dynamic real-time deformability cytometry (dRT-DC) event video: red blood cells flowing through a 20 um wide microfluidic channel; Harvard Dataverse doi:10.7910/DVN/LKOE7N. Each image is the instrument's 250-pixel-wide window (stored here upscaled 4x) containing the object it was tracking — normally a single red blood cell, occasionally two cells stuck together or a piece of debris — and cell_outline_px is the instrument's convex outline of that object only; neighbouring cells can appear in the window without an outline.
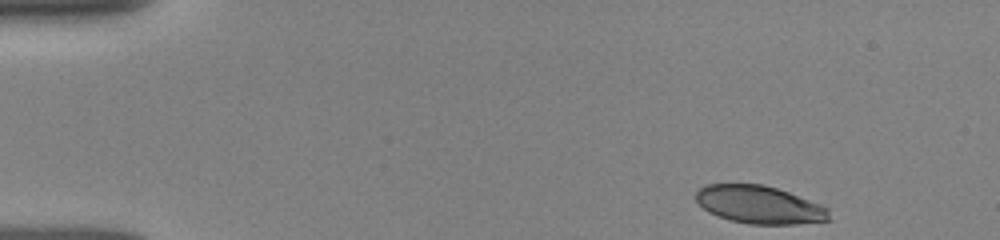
{"species": "human", "species_latin": "Homo sapiens", "temperature_condition": "room temperature", "stored_images_in_passage": 42, "camera_frame_rate_fps": 3000, "um_per_image_px": 0.085, "donor": {"sex": "female"}, "frame": {"image": 1, "passage_image": 1, "time_ms": 0.0, "image_size_px": [1000, 240], "cell_outline_px": [[832, 220], [796, 224], [748, 224], [728, 220], [708, 212], [696, 200], [696, 192], [704, 184], [764, 184], [788, 192], [820, 204], [828, 208]], "centroid_in_image_um": [64.55, 17.4], "position_along_channel_um": 20.4, "area_um2": 29.48}}
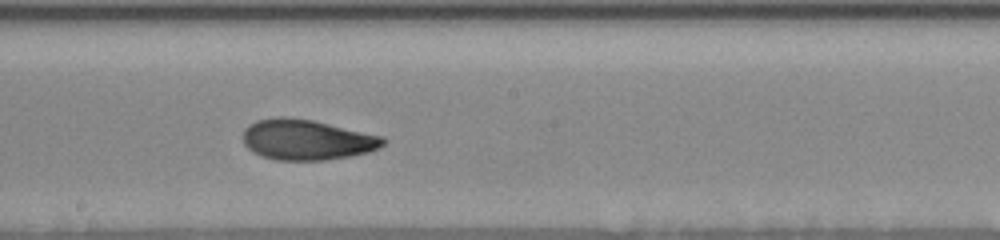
{"frame": {"image": 2, "passage_image": 24, "time_ms": 7.667, "image_size_px": [1000, 240], "cell_outline_px": [[388, 140], [380, 148], [368, 152], [352, 156], [324, 160], [276, 160], [252, 152], [244, 144], [244, 128], [248, 124], [256, 120], [276, 116], [284, 116], [312, 120], [384, 136]], "centroid_in_image_um": [26.09, 11.87], "position_along_channel_um": 222.1, "area_um2": 33.29}}
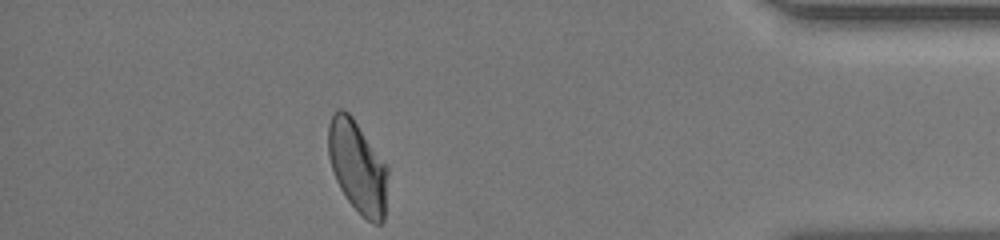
{"frame": {"image": 3, "passage_image": 41, "time_ms": 13.333, "image_size_px": [1000, 240], "cell_outline_px": [[388, 176], [384, 220], [380, 224], [372, 224], [344, 196], [336, 180], [328, 156], [328, 124], [332, 112], [340, 108], [344, 108], [352, 116], [388, 168]], "centroid_in_image_um": [30.38, 14.15], "position_along_channel_um": 404.8, "area_um2": 31.85}, "authors_computed_cell_mechanics": {"area_um2": 32.2813, "velocity_mm_per_s": 3.8995, "shape_relaxation_time_tau1_ms": 5.9864, "shape_relaxation_time_tau2_ms": 1.6195, "deformation_change_tau1": 0.1737, "deformation_change_tau2": 0.0659}}